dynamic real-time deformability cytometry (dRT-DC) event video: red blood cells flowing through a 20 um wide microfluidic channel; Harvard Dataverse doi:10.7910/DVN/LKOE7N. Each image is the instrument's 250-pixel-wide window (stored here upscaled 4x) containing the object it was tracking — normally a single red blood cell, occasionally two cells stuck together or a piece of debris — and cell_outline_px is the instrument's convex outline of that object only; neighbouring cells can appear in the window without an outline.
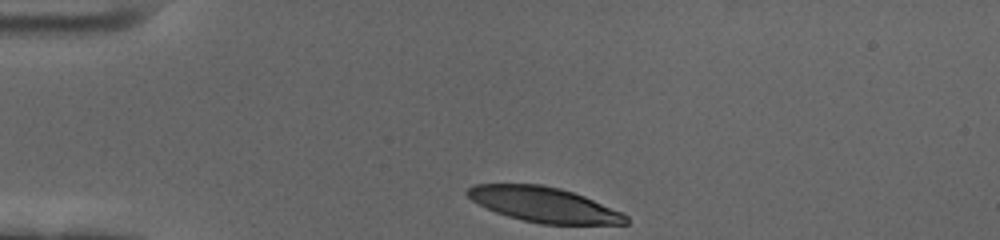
{"species": "human", "species_latin": "Homo sapiens", "temperature_condition": "cold", "stored_images_in_passage": 36, "camera_frame_rate_fps": 3000, "um_per_image_px": 0.085, "donor": {"sex": "female"}, "frame": {"image": 1, "passage_image": 1, "time_ms": 0.0, "image_size_px": [1000, 240], "cell_outline_px": [[628, 224], [540, 224], [508, 216], [496, 212], [472, 200], [464, 192], [468, 188], [476, 184], [540, 184], [560, 188], [584, 196], [620, 212], [628, 216]], "centroid_in_image_um": [46.23, 17.39], "position_along_channel_um": 38.8, "area_um2": 31.96}}
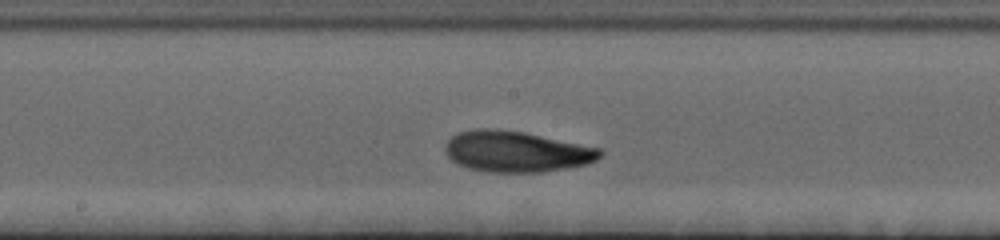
{"frame": {"image": 2, "passage_image": 19, "time_ms": 6.0, "image_size_px": [1000, 240], "cell_outline_px": [[604, 152], [596, 160], [588, 164], [540, 172], [488, 172], [468, 168], [456, 164], [444, 152], [444, 144], [452, 136], [460, 132], [476, 128], [496, 128], [524, 132], [600, 148]], "centroid_in_image_um": [43.85, 12.87], "position_along_channel_um": 204.3, "area_um2": 37.05}}
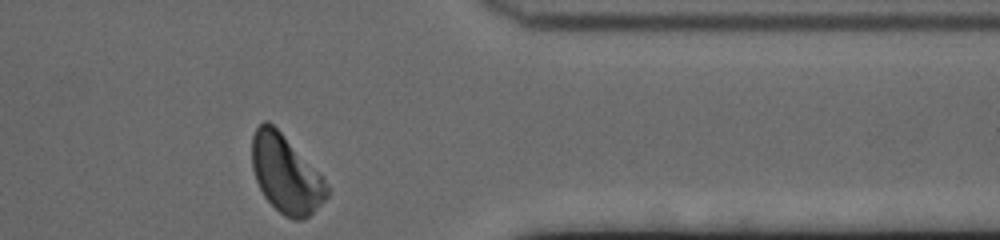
{"frame": {"image": 3, "passage_image": 36, "time_ms": 11.667, "image_size_px": [1000, 240], "cell_outline_px": [[328, 196], [308, 216], [300, 220], [292, 220], [284, 216], [264, 196], [256, 180], [252, 168], [252, 136], [256, 128], [264, 120], [268, 120], [280, 132], [324, 180], [328, 188]], "centroid_in_image_um": [24.25, 14.81], "position_along_channel_um": 387.1, "area_um2": 33.06}, "authors_computed_cell_mechanics": {"area_um2": 35.2002, "velocity_mm_per_s": 3.4384, "shape_relaxation_time_tau1_ms": 4.2043, "shape_relaxation_time_tau2_ms": 1.9001, "deformation_change_tau1": 0.1812, "deformation_change_tau2": 0.0773}}